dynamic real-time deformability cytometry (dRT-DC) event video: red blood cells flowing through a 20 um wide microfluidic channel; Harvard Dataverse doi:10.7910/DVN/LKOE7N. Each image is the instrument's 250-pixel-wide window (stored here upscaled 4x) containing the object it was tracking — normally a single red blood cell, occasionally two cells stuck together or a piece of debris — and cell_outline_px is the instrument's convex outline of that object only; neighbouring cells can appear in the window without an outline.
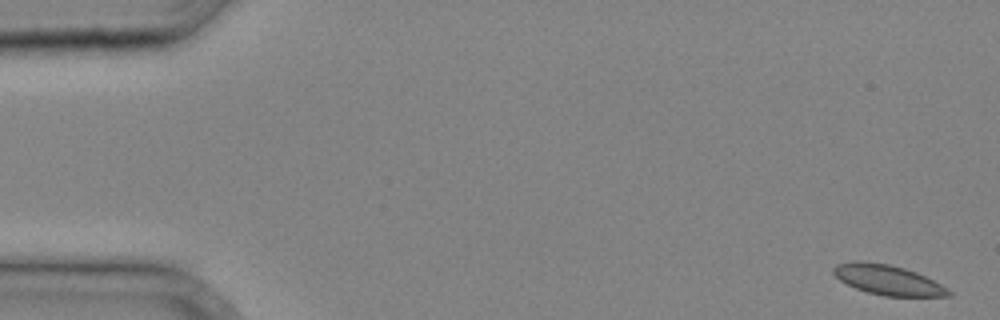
{"species": "common noctule bat (a hibernating species)", "species_latin": "Nyctalus noctula", "temperature_condition": "cold", "stored_images_in_passage": 36, "camera_frame_rate_fps": 3000, "um_per_image_px": 0.085, "animal": {"sex": "male", "body_mass_g": 20.4}, "frame": {"image": 1, "passage_image": 1, "time_ms": 0.0, "image_size_px": [1000, 320], "cell_outline_px": [[952, 296], [884, 296], [868, 292], [856, 288], [840, 280], [832, 272], [832, 268], [836, 264], [852, 260], [864, 260], [888, 264], [904, 268], [916, 272], [940, 284], [952, 292]], "centroid_in_image_um": [75.42, 23.77], "position_along_channel_um": 9.6, "area_um2": 20.06}}
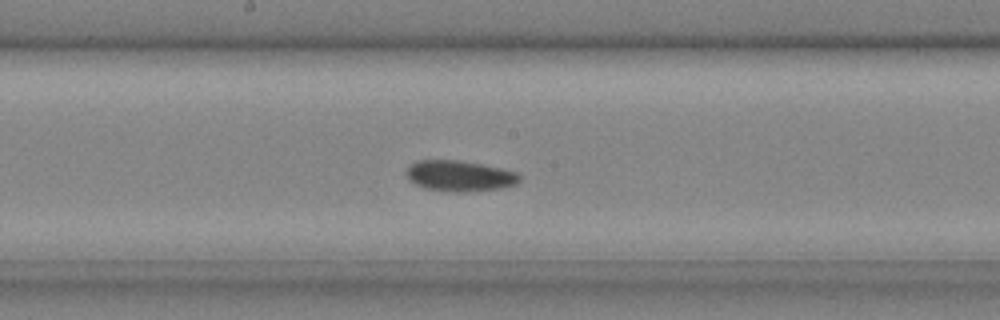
{"frame": {"image": 2, "passage_image": 20, "time_ms": 6.333, "image_size_px": [1000, 320], "cell_outline_px": [[520, 180], [516, 184], [504, 188], [464, 192], [456, 192], [424, 188], [408, 180], [408, 168], [416, 160], [460, 160], [484, 164], [516, 172], [520, 176]], "centroid_in_image_um": [39.1, 14.95], "position_along_channel_um": 209.1, "area_um2": 20.29}}
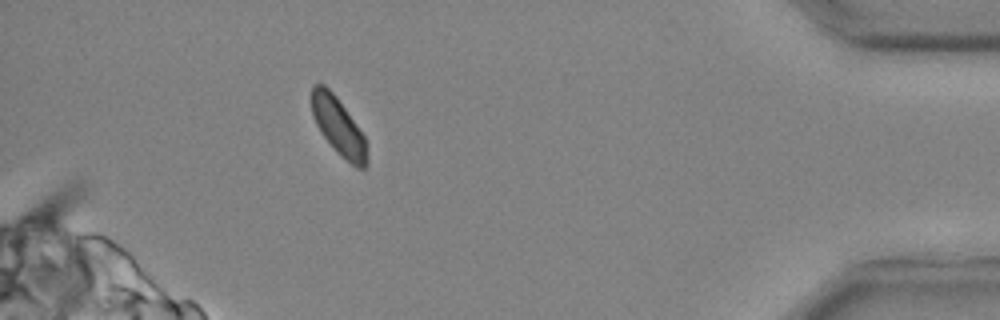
{"frame": {"image": 3, "passage_image": 34, "time_ms": 11.0, "image_size_px": [1000, 320], "cell_outline_px": [[368, 164], [364, 168], [356, 168], [340, 156], [320, 132], [312, 116], [312, 84], [324, 84], [336, 96], [364, 136], [368, 160]], "centroid_in_image_um": [28.76, 10.77], "position_along_channel_um": 406.4, "area_um2": 18.38}}